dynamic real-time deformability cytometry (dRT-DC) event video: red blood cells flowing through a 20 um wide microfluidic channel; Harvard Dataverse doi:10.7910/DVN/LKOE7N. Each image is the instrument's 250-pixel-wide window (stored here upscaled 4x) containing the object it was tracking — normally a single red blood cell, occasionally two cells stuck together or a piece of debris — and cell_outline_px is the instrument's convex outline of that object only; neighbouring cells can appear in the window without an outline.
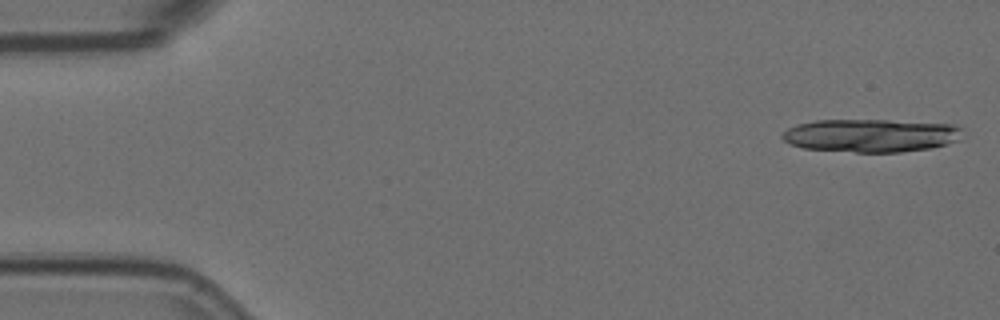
{"species": "Egyptian fruit bat (a non-hibernating species)", "species_latin": "Rousettus aegyptiacus", "temperature_condition": "room temperature", "stored_images_in_passage": 13, "camera_frame_rate_fps": 3000, "um_per_image_px": 0.085, "animal": {"sex": "female"}, "frame": {"image": 1, "passage_image": 1, "time_ms": 0.0, "image_size_px": [1000, 320], "cell_outline_px": [[964, 128], [960, 140], [948, 144], [932, 148], [900, 152], [856, 152], [804, 148], [788, 144], [780, 136], [788, 128], [796, 124], [816, 120], [888, 120], [960, 124]], "centroid_in_image_um": [74.1, 11.51], "position_along_channel_um": 10.9, "area_um2": 35.32}}